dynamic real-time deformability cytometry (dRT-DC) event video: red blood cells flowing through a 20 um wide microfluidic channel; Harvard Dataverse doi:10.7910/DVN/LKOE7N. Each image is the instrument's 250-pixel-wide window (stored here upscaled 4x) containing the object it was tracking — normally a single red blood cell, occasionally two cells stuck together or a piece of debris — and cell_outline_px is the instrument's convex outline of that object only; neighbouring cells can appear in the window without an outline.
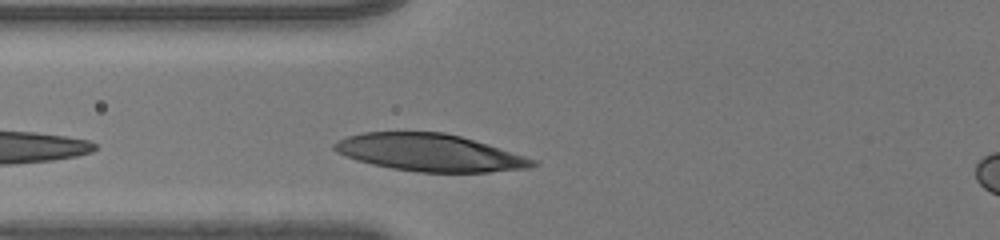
{"species": "human", "species_latin": "Homo sapiens", "temperature_condition": "room temperature", "stored_images_in_passage": 20, "camera_frame_rate_fps": 3000, "um_per_image_px": 0.085, "donor": {"sex": "male"}, "frame": {"image": 1, "passage_image": 13, "time_ms": 4.0, "image_size_px": [1000, 240], "cell_outline_px": [[540, 164], [528, 168], [488, 172], [420, 172], [392, 168], [372, 164], [356, 160], [336, 152], [332, 148], [332, 144], [336, 140], [348, 136], [364, 132], [444, 132], [460, 136], [524, 156], [536, 160]], "centroid_in_image_um": [36.47, 12.97], "position_along_channel_um": 89.3, "area_um2": 42.77}}
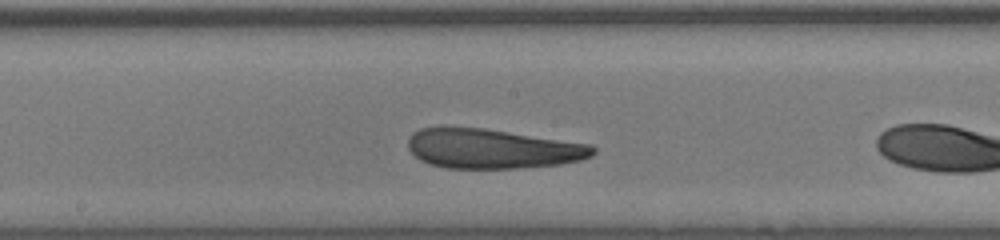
{"frame": {"image": 2, "passage_image": 19, "time_ms": 6.0, "image_size_px": [1000, 240], "cell_outline_px": [[596, 152], [592, 156], [580, 160], [560, 164], [520, 168], [444, 168], [428, 164], [420, 160], [408, 148], [408, 136], [412, 132], [420, 128], [440, 124], [484, 128], [588, 144], [596, 148]], "centroid_in_image_um": [41.75, 12.61], "position_along_channel_um": 206.5, "area_um2": 43.41}}